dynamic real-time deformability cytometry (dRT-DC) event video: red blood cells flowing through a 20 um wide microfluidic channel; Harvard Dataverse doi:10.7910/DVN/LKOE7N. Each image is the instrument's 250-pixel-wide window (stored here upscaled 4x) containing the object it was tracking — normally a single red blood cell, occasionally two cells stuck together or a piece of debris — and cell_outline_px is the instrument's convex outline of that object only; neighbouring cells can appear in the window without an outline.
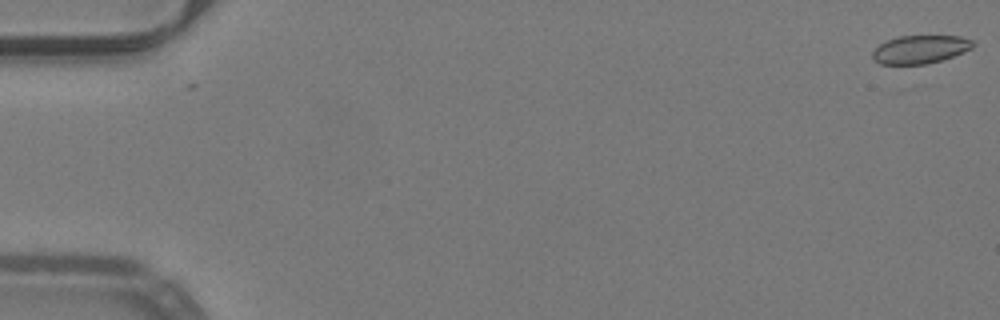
{"species": "common noctule bat (a hibernating species)", "species_latin": "Nyctalus noctula", "temperature_condition": "warm", "stored_images_in_passage": 53, "camera_frame_rate_fps": 3000, "um_per_image_px": 0.085, "animal": {"sex": "male", "body_mass_g": 19.2, "forearm_length_mm": 51.8}, "frame": {"image": 1, "passage_image": 1, "time_ms": 0.0, "image_size_px": [1000, 320], "cell_outline_px": [[976, 44], [972, 48], [952, 56], [940, 60], [924, 64], [880, 64], [872, 60], [872, 52], [880, 44], [888, 40], [900, 36], [960, 36], [972, 40]], "centroid_in_image_um": [78.2, 4.19], "position_along_channel_um": 6.8, "area_um2": 16.36}}
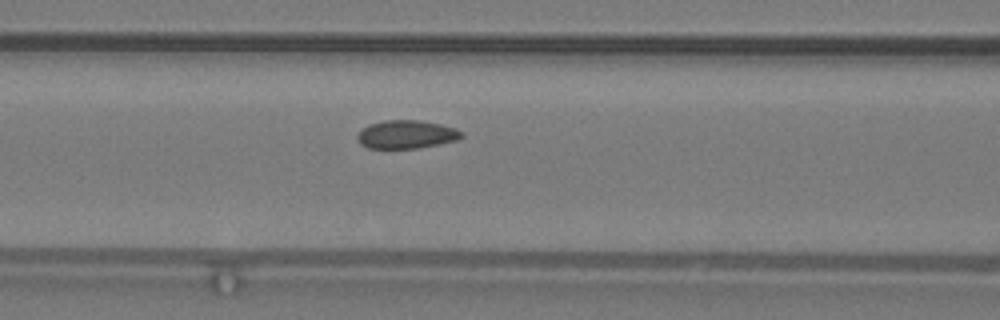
{"frame": {"image": 2, "passage_image": 23, "time_ms": 7.333, "image_size_px": [1000, 320], "cell_outline_px": [[464, 136], [456, 140], [440, 144], [420, 148], [368, 148], [360, 144], [356, 136], [368, 124], [384, 120], [416, 120], [440, 124], [456, 128], [464, 132]], "centroid_in_image_um": [34.57, 11.43], "position_along_channel_um": 132.0, "area_um2": 17.22}}
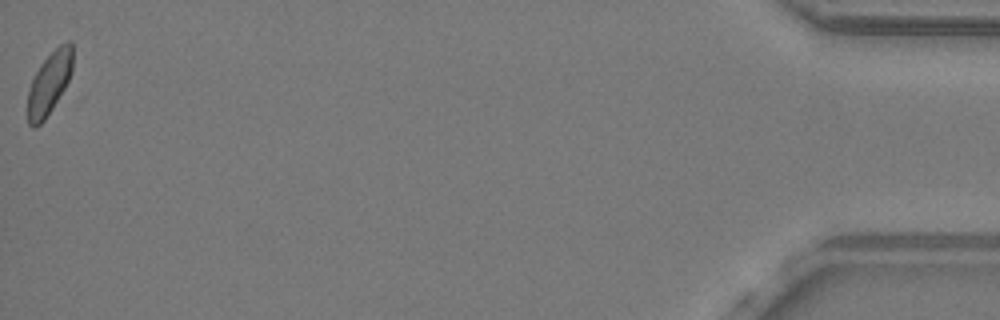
{"frame": {"image": 3, "passage_image": 53, "time_ms": 17.333, "image_size_px": [1000, 320], "cell_outline_px": [[72, 72], [64, 88], [52, 108], [44, 120], [36, 128], [32, 128], [28, 124], [28, 92], [32, 80], [40, 64], [60, 44], [68, 40], [72, 40]], "centroid_in_image_um": [4.19, 7.07], "position_along_channel_um": 431.0, "area_um2": 16.18}, "authors_computed_cell_mechanics": {"area_um2": 17.2244, "velocity_mm_per_s": 3.9896, "shape_relaxation_time_tau1_ms": 4.2898, "shape_relaxation_time_tau2_ms": 1.5101, "deformation_change_tau1": 0.0463, "deformation_change_tau2": 0.0576}}